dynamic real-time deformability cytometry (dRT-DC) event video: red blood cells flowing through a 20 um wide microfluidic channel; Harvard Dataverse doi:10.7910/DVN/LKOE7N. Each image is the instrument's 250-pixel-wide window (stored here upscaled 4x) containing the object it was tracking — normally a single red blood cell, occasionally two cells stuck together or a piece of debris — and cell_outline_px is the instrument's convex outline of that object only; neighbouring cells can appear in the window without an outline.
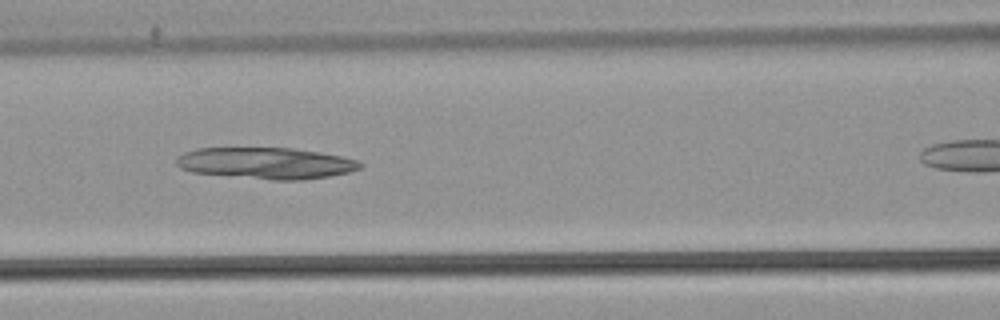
{"species": "common noctule bat (a hibernating species)", "species_latin": "Nyctalus noctula", "temperature_condition": "warm", "stored_images_in_passage": 31, "camera_frame_rate_fps": 3000, "um_per_image_px": 0.085, "animal": {"sex": "male", "body_mass_g": 21.5, "forearm_length_mm": 52.0}, "frame": {"image": 1, "passage_image": 11, "time_ms": 3.333, "image_size_px": [1000, 320], "cell_outline_px": [[364, 164], [360, 168], [348, 172], [328, 176], [304, 180], [272, 180], [192, 172], [180, 168], [176, 164], [176, 156], [184, 152], [196, 148], [292, 148], [320, 152], [340, 156], [356, 160]], "centroid_in_image_um": [22.58, 13.87], "position_along_channel_um": 144.0, "area_um2": 33.64}}
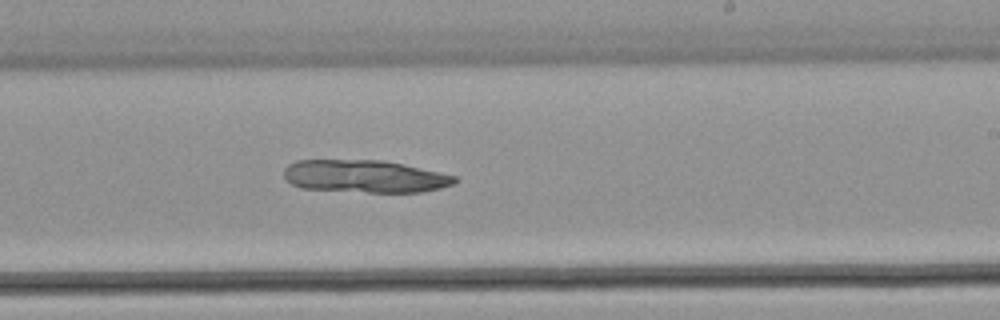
{"frame": {"image": 2, "passage_image": 20, "time_ms": 6.333, "image_size_px": [1000, 320], "cell_outline_px": [[460, 180], [452, 184], [440, 188], [420, 192], [368, 192], [300, 188], [292, 184], [284, 176], [284, 168], [288, 164], [296, 160], [384, 160], [440, 172], [456, 176]], "centroid_in_image_um": [31.0, 14.98], "position_along_channel_um": 258.0, "area_um2": 32.43}}
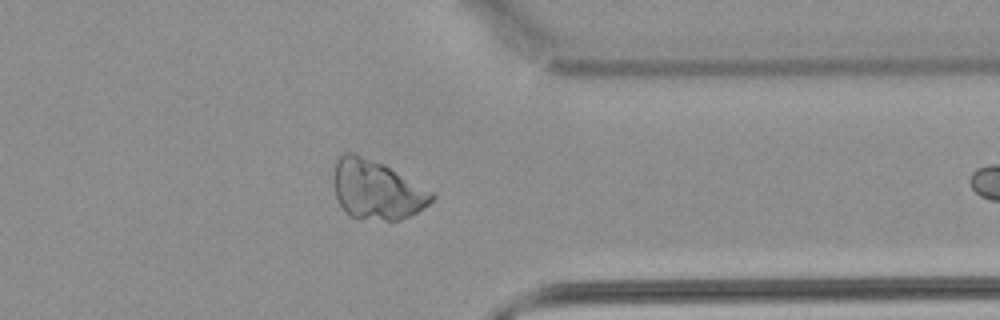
{"frame": {"image": 3, "passage_image": 30, "time_ms": 9.667, "image_size_px": [1000, 320], "cell_outline_px": [[436, 196], [424, 208], [400, 220], [384, 220], [348, 216], [340, 204], [336, 196], [332, 184], [336, 156], [344, 152], [356, 152], [384, 164], [432, 192]], "centroid_in_image_um": [31.95, 16.09], "position_along_channel_um": 379.4, "area_um2": 33.87}}